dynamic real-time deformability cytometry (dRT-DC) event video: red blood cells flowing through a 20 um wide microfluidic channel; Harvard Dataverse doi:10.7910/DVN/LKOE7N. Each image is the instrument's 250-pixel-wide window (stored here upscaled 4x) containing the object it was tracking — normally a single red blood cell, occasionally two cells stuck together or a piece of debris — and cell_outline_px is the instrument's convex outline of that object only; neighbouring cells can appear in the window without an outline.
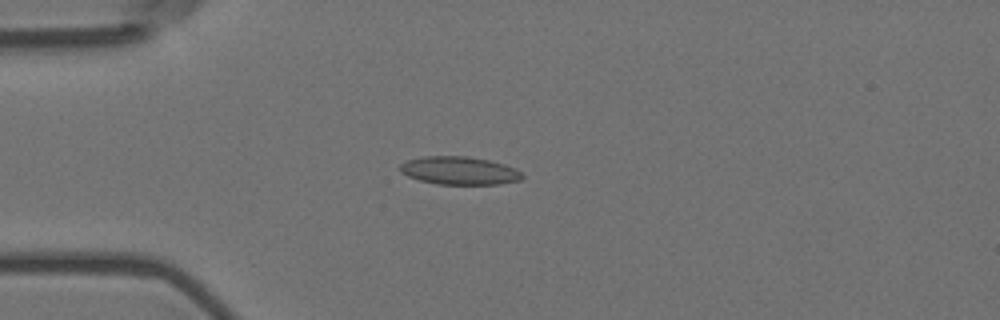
{"species": "Egyptian fruit bat (a non-hibernating species)", "species_latin": "Rousettus aegyptiacus", "temperature_condition": "room temperature", "stored_images_in_passage": 8, "camera_frame_rate_fps": 3000, "um_per_image_px": 0.085, "animal": {"sex": "female"}, "frame": {"image": 1, "passage_image": 3, "time_ms": 0.667, "image_size_px": [1000, 320], "cell_outline_px": [[524, 176], [520, 180], [500, 184], [436, 184], [420, 180], [408, 176], [400, 172], [400, 164], [408, 160], [424, 156], [468, 156], [488, 160], [504, 164], [516, 168]], "centroid_in_image_um": [39.05, 14.5], "position_along_channel_um": 46.0, "area_um2": 19.94}}
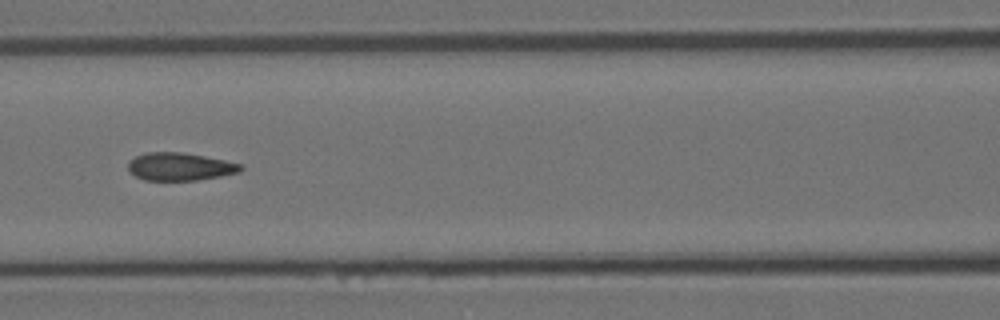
{"frame": {"image": 2, "passage_image": 6, "time_ms": 1.667, "image_size_px": [1000, 320], "cell_outline_px": [[244, 168], [240, 172], [220, 176], [196, 180], [144, 180], [136, 176], [128, 168], [128, 160], [144, 152], [180, 152], [204, 156], [244, 164]], "centroid_in_image_um": [15.31, 14.15], "position_along_channel_um": 151.3, "area_um2": 18.26}}
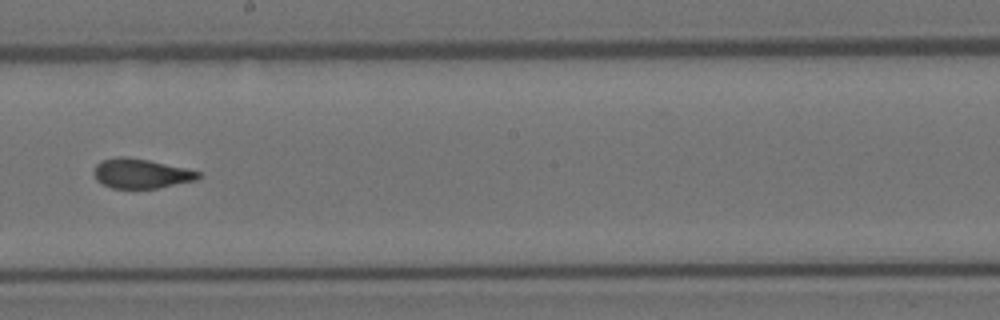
{"frame": {"image": 3, "passage_image": 8, "time_ms": 2.333, "image_size_px": [1000, 320], "cell_outline_px": [[200, 176], [196, 180], [156, 188], [112, 188], [100, 184], [96, 180], [92, 172], [96, 164], [100, 160], [116, 156], [128, 156], [148, 160], [184, 168], [200, 172]], "centroid_in_image_um": [11.9, 14.74], "position_along_channel_um": 236.3, "area_um2": 18.09}}